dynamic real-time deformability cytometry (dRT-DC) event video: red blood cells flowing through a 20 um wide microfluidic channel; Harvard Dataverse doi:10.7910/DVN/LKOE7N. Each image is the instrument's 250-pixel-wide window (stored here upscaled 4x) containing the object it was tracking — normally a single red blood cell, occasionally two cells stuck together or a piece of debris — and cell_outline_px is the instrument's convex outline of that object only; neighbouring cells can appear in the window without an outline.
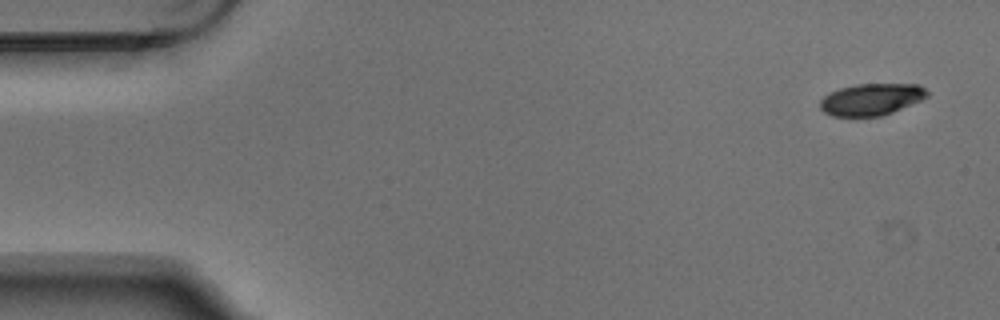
{"species": "Egyptian fruit bat (a non-hibernating species)", "species_latin": "Rousettus aegyptiacus", "temperature_condition": "warm", "stored_images_in_passage": 7, "camera_frame_rate_fps": 3000, "um_per_image_px": 0.085, "animal": {"sex": "male"}, "frame": {"image": 1, "passage_image": 1, "time_ms": 0.0, "image_size_px": [1000, 320], "cell_outline_px": [[928, 96], [920, 100], [892, 112], [880, 116], [832, 116], [824, 112], [820, 108], [820, 100], [828, 92], [840, 88], [856, 84], [920, 84], [928, 92]], "centroid_in_image_um": [74.03, 8.44], "position_along_channel_um": 11.0, "area_um2": 19.77}}
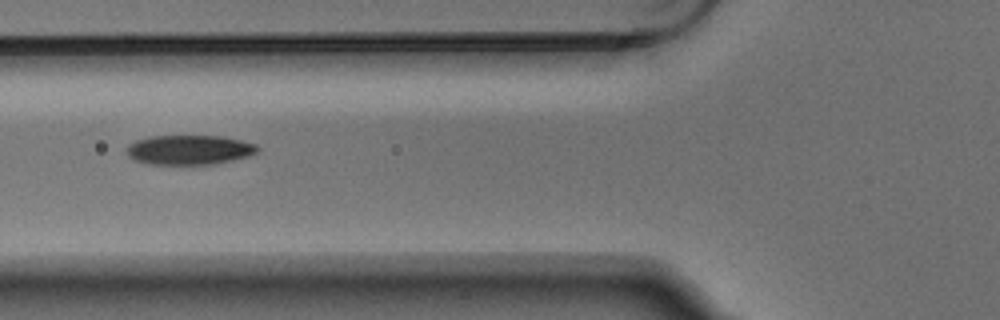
{"frame": {"image": 2, "passage_image": 5, "time_ms": 1.333, "image_size_px": [1000, 320], "cell_outline_px": [[260, 148], [256, 152], [248, 156], [216, 164], [148, 164], [132, 160], [124, 152], [128, 144], [136, 140], [152, 136], [220, 136], [240, 140], [256, 144]], "centroid_in_image_um": [16.04, 12.74], "position_along_channel_um": 109.8, "area_um2": 22.72}}
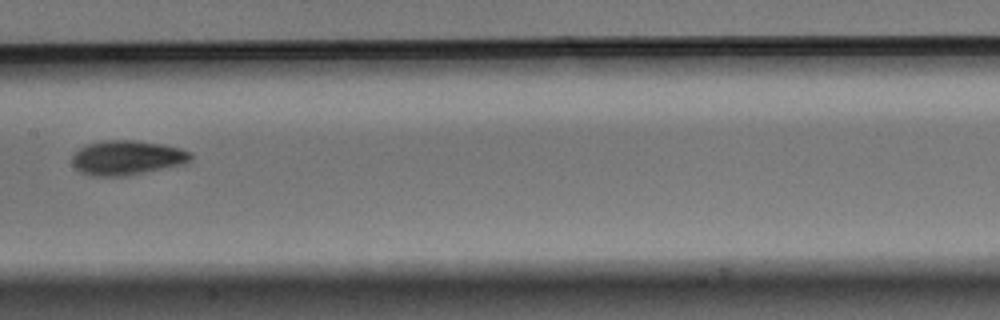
{"frame": {"image": 3, "passage_image": 7, "time_ms": 2.0, "image_size_px": [1000, 320], "cell_outline_px": [[192, 160], [180, 164], [124, 176], [92, 176], [80, 172], [72, 164], [72, 156], [80, 148], [88, 144], [104, 140], [132, 140], [164, 144], [180, 148], [192, 152]], "centroid_in_image_um": [10.78, 13.39], "position_along_channel_um": 196.6, "area_um2": 23.64}}